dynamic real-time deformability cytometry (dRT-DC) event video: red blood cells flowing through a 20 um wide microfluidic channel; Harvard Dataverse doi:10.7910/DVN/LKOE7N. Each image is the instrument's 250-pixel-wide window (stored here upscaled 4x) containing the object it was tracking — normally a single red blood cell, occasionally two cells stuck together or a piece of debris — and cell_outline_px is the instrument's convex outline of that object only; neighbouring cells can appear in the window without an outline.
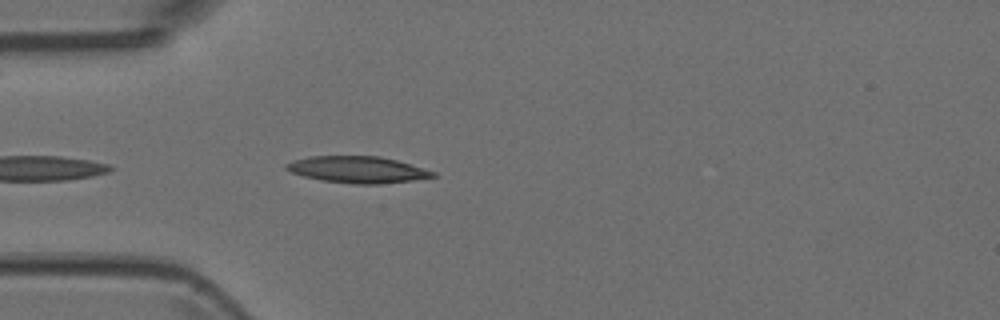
{"species": "Egyptian fruit bat (a non-hibernating species)", "species_latin": "Rousettus aegyptiacus", "temperature_condition": "room temperature", "stored_images_in_passage": 4, "camera_frame_rate_fps": 3000, "um_per_image_px": 0.085, "animal": {"sex": "female"}, "frame": {"image": 1, "passage_image": 4, "time_ms": 1.0, "image_size_px": [1000, 320], "cell_outline_px": [[436, 176], [412, 180], [380, 184], [352, 184], [320, 180], [304, 176], [292, 172], [284, 168], [284, 164], [292, 160], [308, 156], [380, 156], [396, 160], [436, 172]], "centroid_in_image_um": [30.35, 14.41], "position_along_channel_um": 54.7, "area_um2": 22.72}}